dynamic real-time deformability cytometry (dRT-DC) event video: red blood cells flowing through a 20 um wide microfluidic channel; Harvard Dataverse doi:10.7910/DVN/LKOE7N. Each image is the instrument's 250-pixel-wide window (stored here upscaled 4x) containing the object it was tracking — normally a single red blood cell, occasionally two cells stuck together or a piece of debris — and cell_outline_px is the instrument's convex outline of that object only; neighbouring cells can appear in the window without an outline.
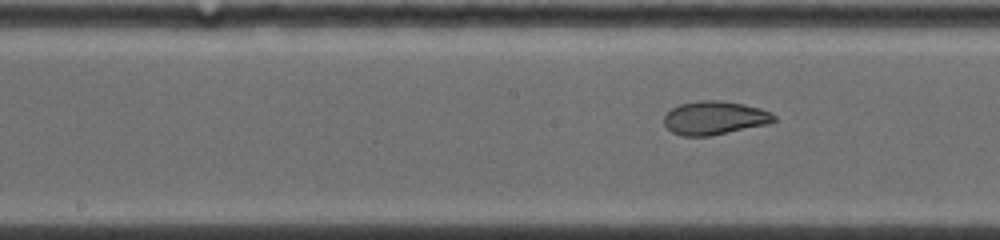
{"species": "common noctule bat (a hibernating species)", "species_latin": "Nyctalus noctula", "temperature_condition": "warm", "stored_images_in_passage": 11, "segment_of_instrument_passage": [2, 2], "camera_frame_rate_fps": 5000, "um_per_image_px": 0.085, "animal": {"sex": "female", "body_mass_g": 19.0, "forearm_length_mm": 53.3}, "frame": {"image": 1, "passage_image": 11, "time_ms": 4.6, "image_size_px": [1000, 240], "cell_outline_px": [[776, 120], [768, 124], [712, 136], [680, 136], [672, 132], [664, 124], [664, 116], [672, 108], [680, 104], [704, 100], [720, 100], [744, 104], [760, 108], [772, 112], [776, 116]], "centroid_in_image_um": [60.76, 10.03], "position_along_channel_um": 187.4, "area_um2": 21.62}}